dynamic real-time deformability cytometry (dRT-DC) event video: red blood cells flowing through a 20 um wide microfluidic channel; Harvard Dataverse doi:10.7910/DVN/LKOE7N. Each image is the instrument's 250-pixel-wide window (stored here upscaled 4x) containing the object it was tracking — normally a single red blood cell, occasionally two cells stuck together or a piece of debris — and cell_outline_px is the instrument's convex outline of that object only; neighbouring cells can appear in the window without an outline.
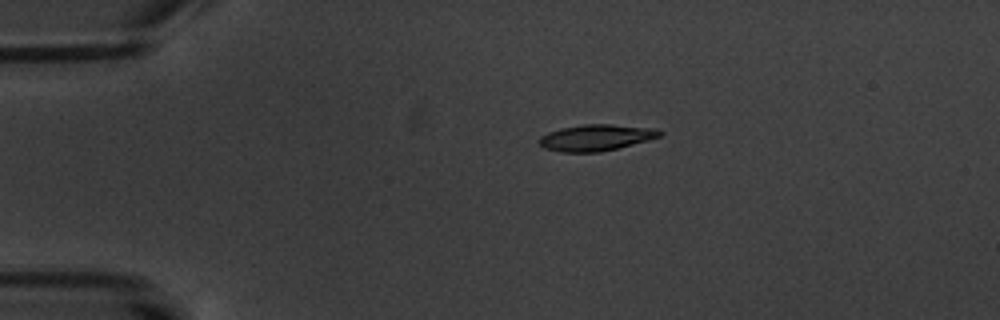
{"species": "common noctule bat (a hibernating species)", "species_latin": "Nyctalus noctula", "temperature_condition": "warm", "stored_images_in_passage": 14, "camera_frame_rate_fps": 3000, "um_per_image_px": 0.085, "animal": {"sex": "male", "body_mass_g": 20.1, "forearm_length_mm": 53.5}, "frame": {"image": 1, "passage_image": 1, "time_ms": 0.0, "image_size_px": [1000, 320], "cell_outline_px": [[664, 132], [660, 136], [648, 140], [600, 152], [560, 152], [544, 148], [536, 140], [540, 136], [548, 132], [560, 128], [580, 124], [612, 124], [656, 128]], "centroid_in_image_um": [50.63, 11.68], "position_along_channel_um": 34.4, "area_um2": 18.61}}
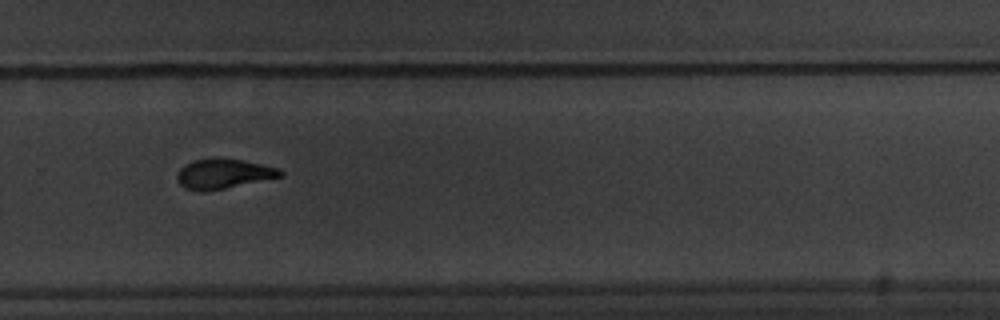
{"frame": {"image": 2, "passage_image": 9, "time_ms": 9.333, "image_size_px": [1000, 320], "cell_outline_px": [[284, 176], [204, 192], [184, 188], [176, 180], [176, 176], [180, 168], [184, 164], [192, 160], [244, 160], [280, 168], [284, 172]], "centroid_in_image_um": [19.0, 14.79], "position_along_channel_um": 310.8, "area_um2": 17.63}}
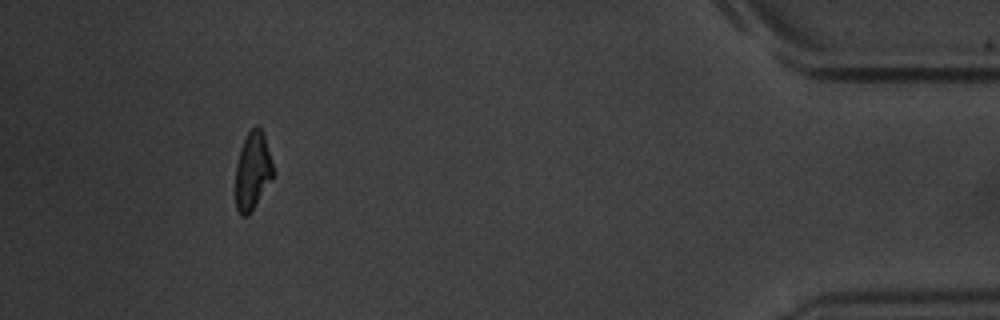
{"frame": {"image": 3, "passage_image": 13, "time_ms": 14.0, "image_size_px": [1000, 320], "cell_outline_px": [[276, 176], [248, 216], [240, 216], [236, 208], [236, 164], [240, 148], [248, 132], [256, 124], [260, 128], [264, 136], [276, 172]], "centroid_in_image_um": [21.5, 14.56], "position_along_channel_um": 413.7, "area_um2": 17.46}, "authors_computed_cell_mechanics": {"area_um2": 18.5538, "velocity_mm_per_s": 3.4493, "shape_relaxation_time_tau1_ms": 4.1214, "shape_relaxation_time_tau2_ms": 3.5487, "deformation_change_tau1": 0.1151, "deformation_change_tau2": 0.0982}}